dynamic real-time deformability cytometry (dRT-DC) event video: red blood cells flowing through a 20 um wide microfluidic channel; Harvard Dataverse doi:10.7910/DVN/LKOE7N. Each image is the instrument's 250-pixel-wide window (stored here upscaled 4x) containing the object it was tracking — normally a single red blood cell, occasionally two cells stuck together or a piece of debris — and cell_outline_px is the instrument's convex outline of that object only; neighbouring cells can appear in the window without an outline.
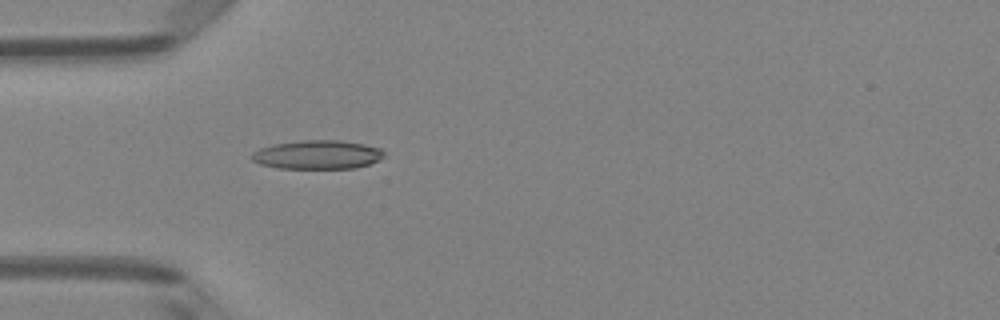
{"species": "Egyptian fruit bat (a non-hibernating species)", "species_latin": "Rousettus aegyptiacus", "temperature_condition": "room temperature", "stored_images_in_passage": 5, "camera_frame_rate_fps": 3000, "um_per_image_px": 0.085, "animal": {"sex": "female"}, "frame": {"image": 1, "passage_image": 5, "time_ms": 1.333, "image_size_px": [1000, 320], "cell_outline_px": [[384, 156], [368, 164], [356, 168], [276, 168], [260, 164], [252, 160], [252, 152], [260, 148], [272, 144], [300, 140], [340, 140], [364, 144], [380, 148], [384, 152]], "centroid_in_image_um": [26.95, 13.14], "position_along_channel_um": 58.0, "area_um2": 22.2}}